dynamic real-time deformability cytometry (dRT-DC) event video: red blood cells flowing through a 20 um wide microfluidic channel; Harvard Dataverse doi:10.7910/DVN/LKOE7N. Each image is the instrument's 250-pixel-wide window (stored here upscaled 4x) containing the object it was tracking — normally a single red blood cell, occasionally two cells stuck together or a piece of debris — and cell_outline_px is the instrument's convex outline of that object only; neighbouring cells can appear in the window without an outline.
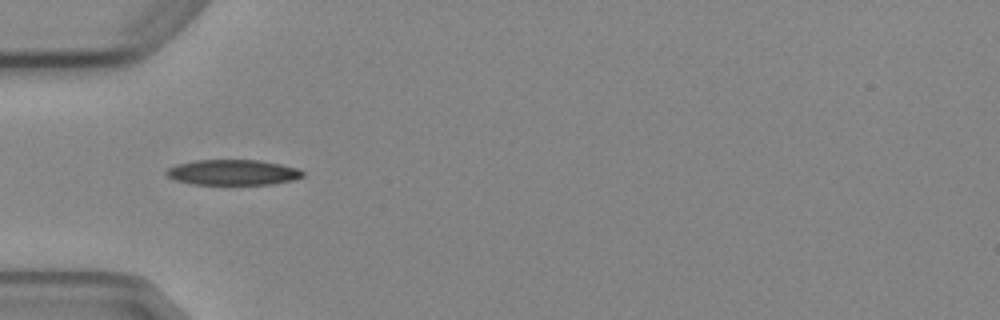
{"species": "Egyptian fruit bat (a non-hibernating species)", "species_latin": "Rousettus aegyptiacus", "temperature_condition": "cold", "stored_images_in_passage": 5, "camera_frame_rate_fps": 3000, "um_per_image_px": 0.085, "animal": {"sex": "female"}, "frame": {"image": 1, "passage_image": 3, "time_ms": 2.333, "image_size_px": [1000, 320], "cell_outline_px": [[304, 176], [292, 180], [272, 184], [192, 184], [176, 180], [168, 176], [164, 172], [168, 168], [176, 164], [196, 160], [260, 160], [280, 164], [296, 168], [304, 172]], "centroid_in_image_um": [19.78, 14.65], "position_along_channel_um": 65.2, "area_um2": 20.11}}
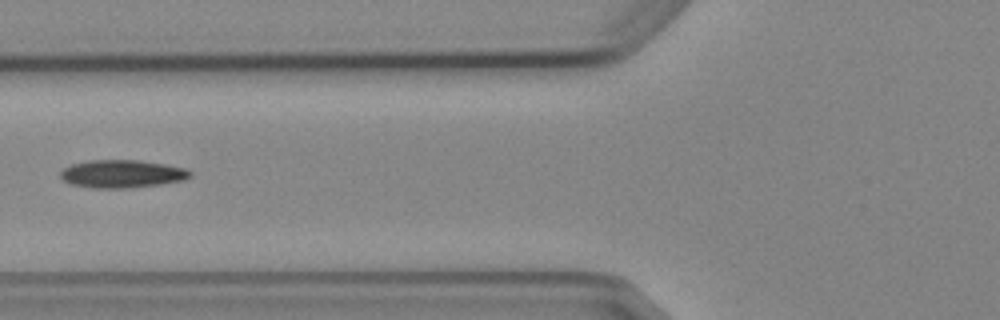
{"frame": {"image": 2, "passage_image": 4, "time_ms": 3.667, "image_size_px": [1000, 320], "cell_outline_px": [[192, 176], [184, 180], [160, 184], [128, 188], [92, 188], [72, 184], [64, 180], [60, 176], [60, 172], [64, 168], [72, 164], [88, 160], [136, 160], [164, 164], [184, 168], [192, 172]], "centroid_in_image_um": [10.37, 14.78], "position_along_channel_um": 115.4, "area_um2": 20.98}}